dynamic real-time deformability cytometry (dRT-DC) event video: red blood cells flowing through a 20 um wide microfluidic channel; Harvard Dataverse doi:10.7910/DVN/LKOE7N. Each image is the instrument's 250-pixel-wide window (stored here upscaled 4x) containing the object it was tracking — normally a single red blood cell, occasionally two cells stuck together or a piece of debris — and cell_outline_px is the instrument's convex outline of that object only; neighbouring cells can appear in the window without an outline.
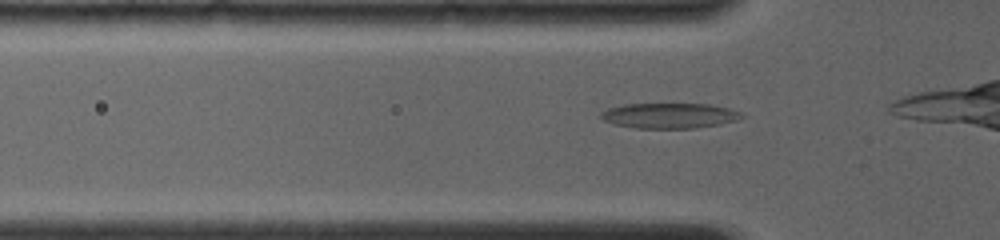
{"species": "common noctule bat (a hibernating species)", "species_latin": "Nyctalus noctula", "temperature_condition": "room temperature", "stored_images_in_passage": 23, "camera_frame_rate_fps": 4000, "um_per_image_px": 0.085, "animal": {"sex": "female", "body_mass_g": 19.0, "forearm_length_mm": 56.7}, "frame": {"image": 1, "passage_image": 4, "time_ms": 0.5, "image_size_px": [1000, 240], "cell_outline_px": [[744, 116], [736, 120], [720, 124], [696, 128], [636, 128], [612, 124], [604, 120], [600, 116], [600, 112], [608, 108], [624, 104], [708, 104], [728, 108], [740, 112]], "centroid_in_image_um": [56.87, 9.83], "position_along_channel_um": 68.9, "area_um2": 20.69}}
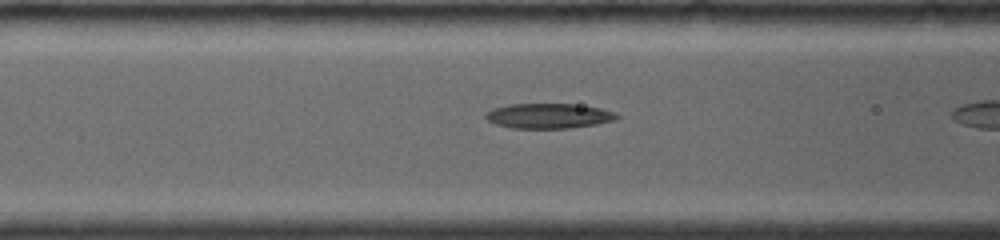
{"frame": {"image": 2, "passage_image": 12, "time_ms": 1.75, "image_size_px": [1000, 240], "cell_outline_px": [[620, 116], [616, 120], [596, 124], [568, 128], [512, 128], [496, 124], [488, 120], [484, 116], [492, 108], [508, 104], [572, 104], [600, 108], [616, 112]], "centroid_in_image_um": [46.65, 9.85], "position_along_channel_um": 120.0, "area_um2": 19.07}}
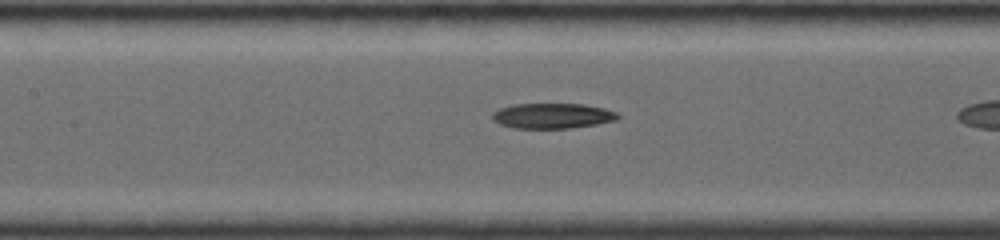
{"frame": {"image": 3, "passage_image": 17, "time_ms": 2.75, "image_size_px": [1000, 240], "cell_outline_px": [[620, 116], [616, 120], [596, 124], [568, 128], [512, 128], [500, 124], [492, 120], [492, 112], [500, 108], [512, 104], [584, 104], [604, 108], [616, 112]], "centroid_in_image_um": [46.92, 9.84], "position_along_channel_um": 160.5, "area_um2": 18.5}}